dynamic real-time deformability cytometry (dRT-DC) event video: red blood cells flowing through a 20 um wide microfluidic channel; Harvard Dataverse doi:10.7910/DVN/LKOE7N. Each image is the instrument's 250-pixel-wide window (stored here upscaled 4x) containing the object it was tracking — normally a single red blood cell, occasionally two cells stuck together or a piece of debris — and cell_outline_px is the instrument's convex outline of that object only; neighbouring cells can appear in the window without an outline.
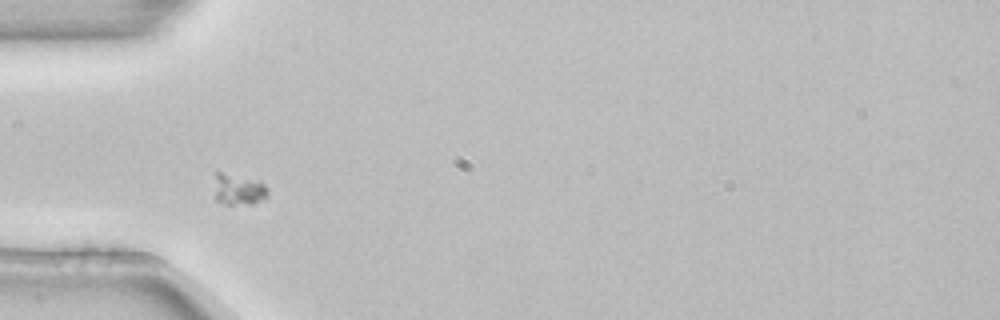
{"species": "common noctule bat (a hibernating species)", "species_latin": "Nyctalus noctula", "temperature_condition": "room temperature", "stored_images_in_passage": 4, "camera_frame_rate_fps": 3000, "um_per_image_px": 0.085, "animal": {"sex": "female", "body_mass_g": 22.7, "forearm_length_mm": 54.2}, "frame": {"image": 1, "passage_image": 2, "time_ms": 0.333, "image_size_px": [1000, 320], "cell_outline_px": [[268, 196], [264, 200], [248, 204], [228, 204], [216, 200], [216, 168], [260, 180], [268, 188]], "centroid_in_image_um": [20.31, 16.03], "position_along_channel_um": 64.7, "area_um2": 10.12}}